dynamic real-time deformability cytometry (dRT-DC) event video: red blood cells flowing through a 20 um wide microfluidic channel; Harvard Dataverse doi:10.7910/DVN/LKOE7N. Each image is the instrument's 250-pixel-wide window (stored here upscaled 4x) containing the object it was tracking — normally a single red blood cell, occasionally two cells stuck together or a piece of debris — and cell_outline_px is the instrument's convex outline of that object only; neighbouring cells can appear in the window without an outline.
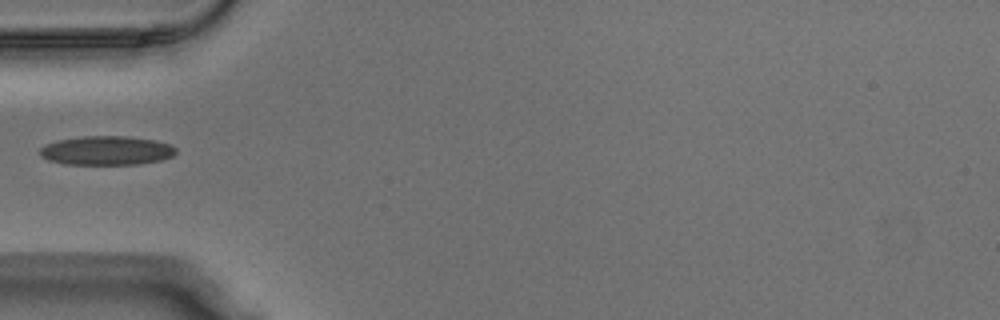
{"species": "Egyptian fruit bat (a non-hibernating species)", "species_latin": "Rousettus aegyptiacus", "temperature_condition": "warm", "stored_images_in_passage": 1, "camera_frame_rate_fps": 3000, "um_per_image_px": 0.085, "animal": {"sex": "male"}, "frame": {"image": 1, "passage_image": 1, "time_ms": 0.0, "image_size_px": [1000, 320], "cell_outline_px": [[176, 152], [172, 156], [160, 160], [136, 164], [64, 164], [48, 160], [40, 156], [40, 148], [44, 144], [56, 140], [84, 136], [128, 136], [156, 140], [172, 144], [176, 148]], "centroid_in_image_um": [9.04, 12.78], "position_along_channel_um": 76.0, "area_um2": 23.18}}